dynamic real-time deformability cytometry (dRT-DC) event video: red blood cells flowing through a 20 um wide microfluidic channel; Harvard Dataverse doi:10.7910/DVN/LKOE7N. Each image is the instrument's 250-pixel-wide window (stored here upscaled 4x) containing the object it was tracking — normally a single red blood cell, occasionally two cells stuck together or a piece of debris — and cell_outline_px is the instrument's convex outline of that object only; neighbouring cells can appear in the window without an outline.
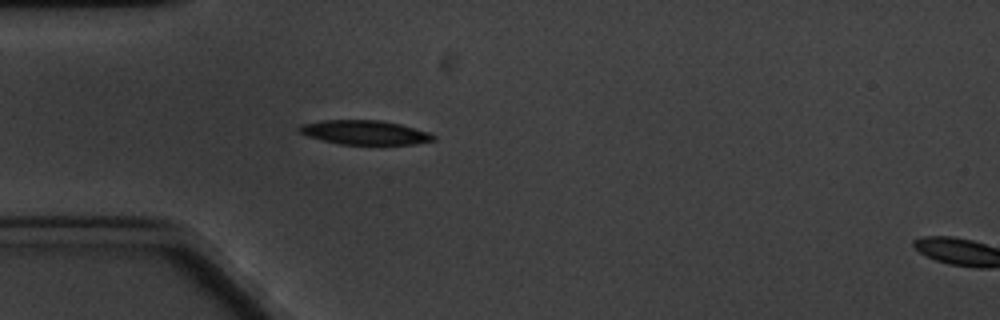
{"species": "common noctule bat (a hibernating species)", "species_latin": "Nyctalus noctula", "temperature_condition": "cold", "stored_images_in_passage": 6, "segment_of_instrument_passage": [1, 2], "camera_frame_rate_fps": 3000, "um_per_image_px": 0.085, "animal": {"sex": "male", "body_mass_g": 20.1, "forearm_length_mm": 53.5}, "frame": {"image": 1, "passage_image": 5, "time_ms": 4.667, "image_size_px": [1000, 320], "cell_outline_px": [[436, 140], [416, 144], [340, 144], [308, 136], [300, 132], [296, 128], [300, 124], [324, 120], [380, 120], [400, 124], [428, 132], [436, 136]], "centroid_in_image_um": [31.01, 11.25], "position_along_channel_um": 54.0, "area_um2": 18.84}}